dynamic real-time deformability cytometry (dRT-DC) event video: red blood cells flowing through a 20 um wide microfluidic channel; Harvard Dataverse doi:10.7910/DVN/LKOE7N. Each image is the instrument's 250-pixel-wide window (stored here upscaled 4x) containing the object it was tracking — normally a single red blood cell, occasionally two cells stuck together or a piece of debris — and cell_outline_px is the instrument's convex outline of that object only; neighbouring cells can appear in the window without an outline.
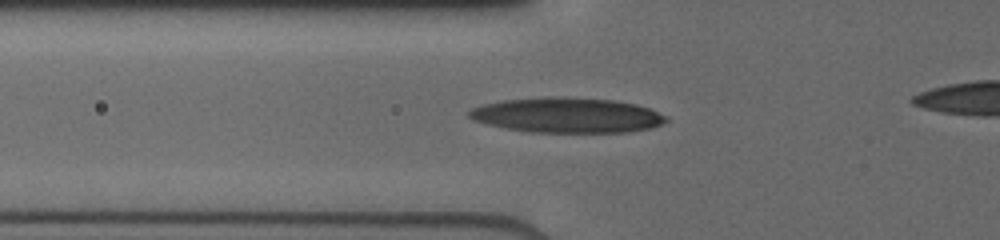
{"species": "human", "species_latin": "Homo sapiens", "temperature_condition": "cold", "stored_images_in_passage": 7, "camera_frame_rate_fps": 3000, "um_per_image_px": 0.085, "donor": {"sex": "male"}, "frame": {"image": 1, "passage_image": 7, "time_ms": 5.0, "image_size_px": [1000, 240], "cell_outline_px": [[668, 120], [664, 124], [652, 128], [628, 132], [528, 132], [504, 128], [472, 120], [468, 116], [468, 112], [472, 108], [484, 104], [500, 100], [548, 96], [568, 96], [616, 100], [636, 104], [648, 108], [668, 116]], "centroid_in_image_um": [48.22, 9.78], "position_along_channel_um": 77.6, "area_um2": 40.86}}